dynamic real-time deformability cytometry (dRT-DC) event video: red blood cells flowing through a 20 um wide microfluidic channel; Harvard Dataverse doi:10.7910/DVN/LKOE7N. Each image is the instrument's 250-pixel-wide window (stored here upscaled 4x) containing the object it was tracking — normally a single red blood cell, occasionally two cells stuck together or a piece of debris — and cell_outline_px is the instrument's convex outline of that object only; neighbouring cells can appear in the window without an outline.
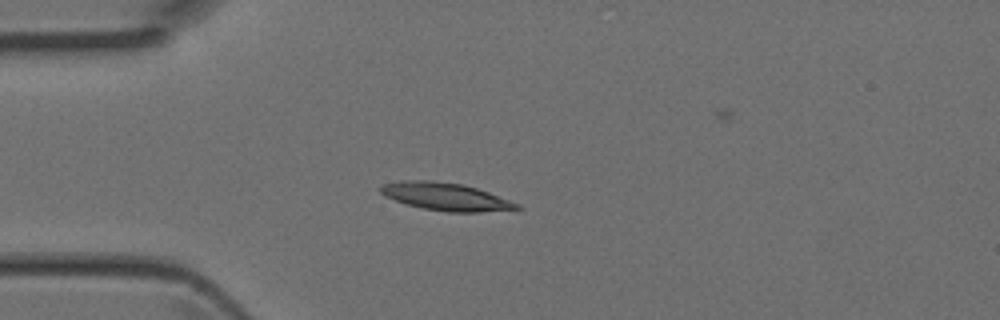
{"species": "Egyptian fruit bat (a non-hibernating species)", "species_latin": "Rousettus aegyptiacus", "temperature_condition": "room temperature", "stored_images_in_passage": 3, "camera_frame_rate_fps": 3000, "um_per_image_px": 0.085, "animal": {"sex": "female"}, "frame": {"image": 1, "passage_image": 3, "time_ms": 0.667, "image_size_px": [1000, 320], "cell_outline_px": [[524, 208], [480, 212], [448, 212], [424, 208], [408, 204], [384, 196], [376, 188], [384, 184], [400, 180], [432, 180], [460, 184], [476, 188], [488, 192], [520, 204]], "centroid_in_image_um": [37.86, 16.71], "position_along_channel_um": 47.1, "area_um2": 21.85}}